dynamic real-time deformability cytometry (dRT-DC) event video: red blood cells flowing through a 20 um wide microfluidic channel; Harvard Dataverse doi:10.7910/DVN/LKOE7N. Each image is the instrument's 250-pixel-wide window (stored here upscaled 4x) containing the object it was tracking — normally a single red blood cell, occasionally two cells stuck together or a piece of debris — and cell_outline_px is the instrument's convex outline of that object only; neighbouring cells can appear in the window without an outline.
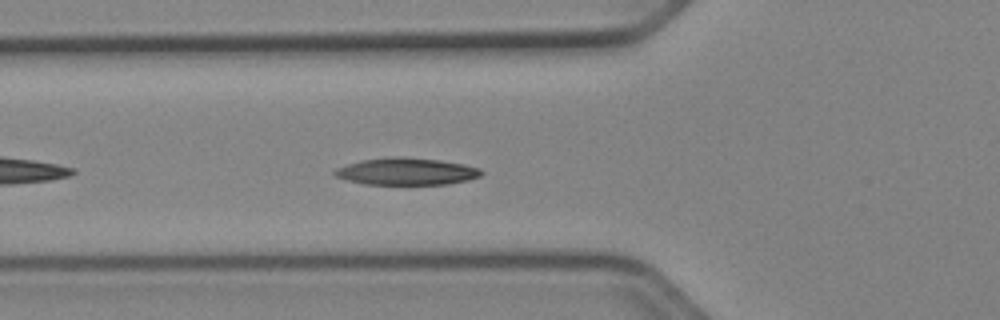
{"species": "Egyptian fruit bat (a non-hibernating species)", "species_latin": "Rousettus aegyptiacus", "temperature_condition": "cold", "stored_images_in_passage": 34, "camera_frame_rate_fps": 3000, "um_per_image_px": 0.085, "animal": {"sex": "female"}, "frame": {"image": 1, "passage_image": 5, "time_ms": 1.333, "image_size_px": [1000, 320], "cell_outline_px": [[484, 172], [480, 176], [468, 180], [448, 184], [364, 184], [348, 180], [336, 176], [332, 172], [336, 168], [360, 160], [392, 156], [400, 156], [440, 160], [464, 164], [480, 168]], "centroid_in_image_um": [34.56, 14.56], "position_along_channel_um": 91.2, "area_um2": 23.18}}
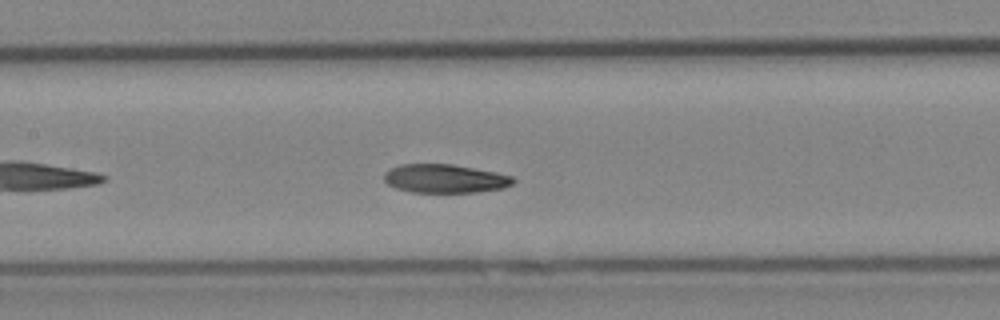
{"frame": {"image": 2, "passage_image": 11, "time_ms": 3.333, "image_size_px": [1000, 320], "cell_outline_px": [[516, 180], [512, 184], [504, 188], [476, 192], [412, 192], [396, 188], [388, 184], [384, 180], [384, 172], [400, 164], [452, 164], [496, 172], [512, 176]], "centroid_in_image_um": [37.82, 15.18], "position_along_channel_um": 169.6, "area_um2": 21.5}}
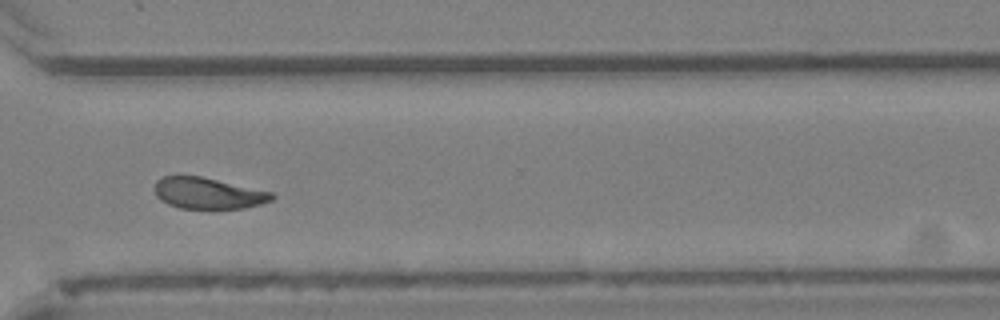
{"frame": {"image": 3, "passage_image": 25, "time_ms": 8.0, "image_size_px": [1000, 320], "cell_outline_px": [[276, 196], [272, 200], [260, 204], [244, 208], [212, 212], [180, 208], [168, 204], [160, 200], [156, 196], [156, 180], [164, 176], [200, 176], [272, 192]], "centroid_in_image_um": [17.7, 16.48], "position_along_channel_um": 352.9, "area_um2": 22.02}, "authors_computed_cell_mechanics": {"area_um2": 22.2241, "velocity_mm_per_s": 3.9184, "shape_relaxation_time_tau1_ms": 5.1832, "shape_relaxation_time_tau2_ms": 4.0169, "deformation_change_tau1": 0.1514, "deformation_change_tau2": 0.0831}}